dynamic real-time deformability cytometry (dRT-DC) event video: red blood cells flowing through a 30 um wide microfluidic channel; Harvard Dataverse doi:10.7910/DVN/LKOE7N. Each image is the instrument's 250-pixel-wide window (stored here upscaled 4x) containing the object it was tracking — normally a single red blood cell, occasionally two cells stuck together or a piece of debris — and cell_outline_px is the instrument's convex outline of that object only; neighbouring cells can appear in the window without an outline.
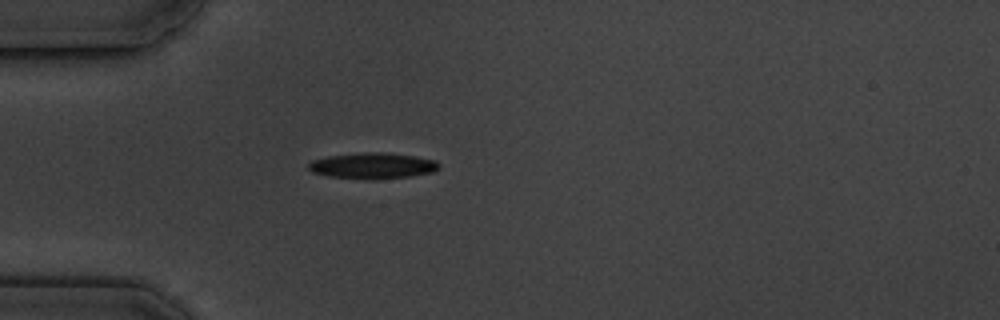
{"species": "common noctule bat (a hibernating species)", "species_latin": "Nyctalus noctula", "temperature_condition": "cold", "stored_images_in_passage": 4, "camera_frame_rate_fps": 3000, "um_per_image_px": 0.085, "animal": {"sex": "male", "body_mass_g": 19.5, "forearm_length_mm": 54.6}, "frame": {"image": 1, "passage_image": 4, "time_ms": 3.333, "image_size_px": [1000, 320], "cell_outline_px": [[440, 168], [432, 172], [408, 176], [376, 180], [328, 176], [312, 172], [308, 168], [308, 164], [312, 160], [328, 156], [360, 152], [388, 152], [416, 156], [436, 160], [440, 164]], "centroid_in_image_um": [31.69, 14.08], "position_along_channel_um": 53.3, "area_um2": 19.94}}